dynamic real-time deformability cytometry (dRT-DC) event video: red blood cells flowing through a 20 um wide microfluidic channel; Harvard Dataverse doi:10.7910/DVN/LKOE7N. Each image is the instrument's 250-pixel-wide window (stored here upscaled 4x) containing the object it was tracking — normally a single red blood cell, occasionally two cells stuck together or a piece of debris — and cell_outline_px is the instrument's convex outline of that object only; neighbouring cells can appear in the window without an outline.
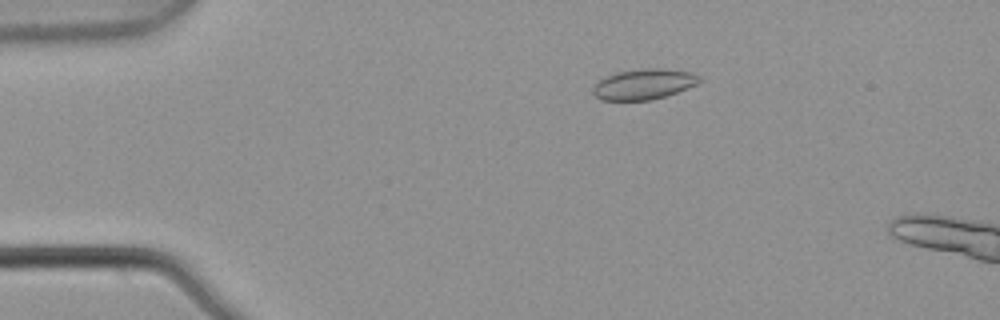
{"species": "common noctule bat (a hibernating species)", "species_latin": "Nyctalus noctula", "temperature_condition": "warm", "stored_images_in_passage": 5, "camera_frame_rate_fps": 3000, "um_per_image_px": 0.085, "animal": {"sex": "male", "body_mass_g": 21.5, "forearm_length_mm": 52.0}, "frame": {"image": 1, "passage_image": 3, "time_ms": 0.667, "image_size_px": [1000, 320], "cell_outline_px": [[704, 80], [688, 88], [652, 100], [600, 100], [592, 92], [592, 88], [604, 76], [616, 72], [644, 68], [660, 68], [692, 72], [700, 76]], "centroid_in_image_um": [54.73, 7.15], "position_along_channel_um": 30.3, "area_um2": 19.02}}